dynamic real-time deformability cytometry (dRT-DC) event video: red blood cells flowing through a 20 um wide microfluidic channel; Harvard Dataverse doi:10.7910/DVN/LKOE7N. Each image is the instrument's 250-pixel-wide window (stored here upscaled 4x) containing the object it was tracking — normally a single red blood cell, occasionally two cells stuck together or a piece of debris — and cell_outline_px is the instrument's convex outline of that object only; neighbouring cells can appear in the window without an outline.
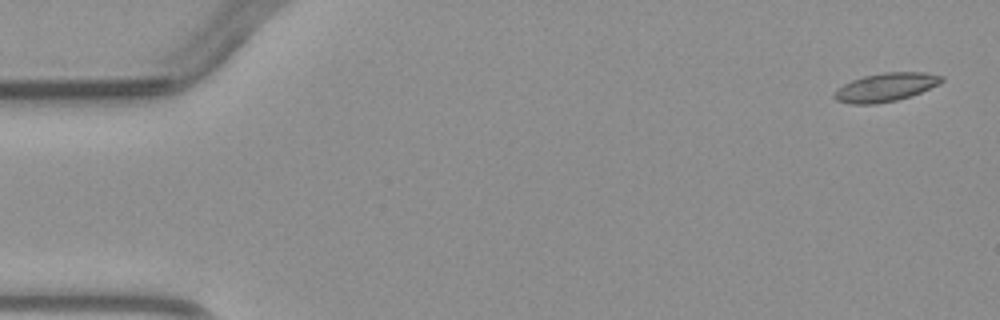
{"species": "common noctule bat (a hibernating species)", "species_latin": "Nyctalus noctula", "temperature_condition": "warm", "stored_images_in_passage": 4, "camera_frame_rate_fps": 3000, "um_per_image_px": 0.085, "animal": {"sex": "male", "body_mass_g": 23.1, "forearm_length_mm": 52.7}, "frame": {"image": 1, "passage_image": 1, "time_ms": 0.0, "image_size_px": [1000, 320], "cell_outline_px": [[944, 80], [940, 84], [912, 96], [896, 100], [876, 104], [848, 104], [836, 100], [832, 96], [836, 88], [852, 80], [864, 76], [884, 72], [924, 72], [944, 76]], "centroid_in_image_um": [75.28, 7.42], "position_along_channel_um": 9.7, "area_um2": 18.03}}